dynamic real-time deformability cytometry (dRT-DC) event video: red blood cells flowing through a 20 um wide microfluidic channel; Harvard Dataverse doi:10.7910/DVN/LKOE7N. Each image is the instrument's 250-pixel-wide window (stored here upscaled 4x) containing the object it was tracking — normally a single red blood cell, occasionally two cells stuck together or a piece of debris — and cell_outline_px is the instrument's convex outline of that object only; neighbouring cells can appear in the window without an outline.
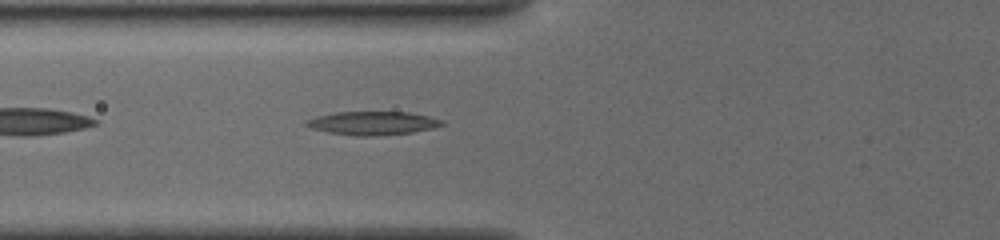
{"species": "common noctule bat (a hibernating species)", "species_latin": "Nyctalus noctula", "temperature_condition": "cold", "stored_images_in_passage": 5, "camera_frame_rate_fps": 3000, "um_per_image_px": 0.085, "animal": {"sex": "female", "body_mass_g": 19.5, "forearm_length_mm": 54.1}, "frame": {"image": 1, "passage_image": 5, "time_ms": 1.667, "image_size_px": [1000, 240], "cell_outline_px": [[444, 124], [432, 128], [412, 132], [372, 136], [356, 136], [328, 132], [312, 128], [304, 124], [304, 120], [316, 116], [336, 112], [408, 112], [428, 116], [440, 120]], "centroid_in_image_um": [31.61, 10.46], "position_along_channel_um": 94.2, "area_um2": 18.38}}